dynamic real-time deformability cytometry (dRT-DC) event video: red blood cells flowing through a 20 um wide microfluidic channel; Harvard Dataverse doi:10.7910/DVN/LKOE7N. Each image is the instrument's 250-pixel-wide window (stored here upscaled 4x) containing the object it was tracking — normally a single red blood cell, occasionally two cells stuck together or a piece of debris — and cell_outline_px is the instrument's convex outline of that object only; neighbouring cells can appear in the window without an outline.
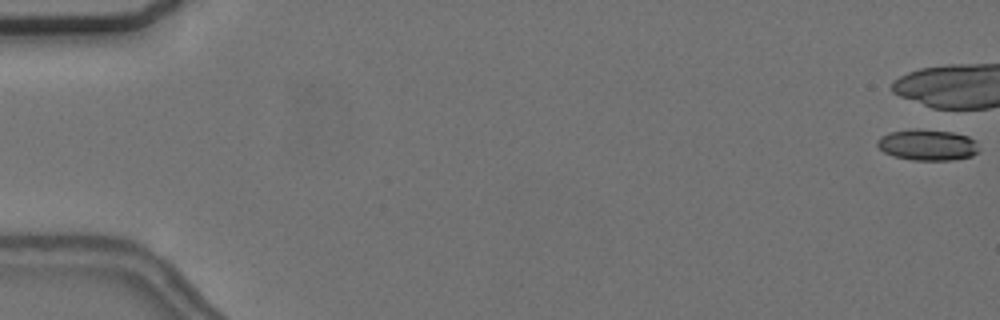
{"species": "common noctule bat (a hibernating species)", "species_latin": "Nyctalus noctula", "temperature_condition": "cold", "stored_images_in_passage": 1, "camera_frame_rate_fps": 3000, "um_per_image_px": 0.085, "animal": {"sex": "female", "body_mass_g": 24.6, "forearm_length_mm": 56.2}, "frame": {"image": 1, "passage_image": 1, "time_ms": 0.0, "image_size_px": [1000, 320], "cell_outline_px": [[980, 152], [972, 156], [952, 160], [912, 160], [892, 156], [884, 152], [876, 144], [876, 140], [880, 136], [888, 132], [912, 128], [920, 128], [952, 132], [968, 136], [976, 140], [980, 148]], "centroid_in_image_um": [78.84, 12.3], "position_along_channel_um": 6.2, "area_um2": 18.9}}